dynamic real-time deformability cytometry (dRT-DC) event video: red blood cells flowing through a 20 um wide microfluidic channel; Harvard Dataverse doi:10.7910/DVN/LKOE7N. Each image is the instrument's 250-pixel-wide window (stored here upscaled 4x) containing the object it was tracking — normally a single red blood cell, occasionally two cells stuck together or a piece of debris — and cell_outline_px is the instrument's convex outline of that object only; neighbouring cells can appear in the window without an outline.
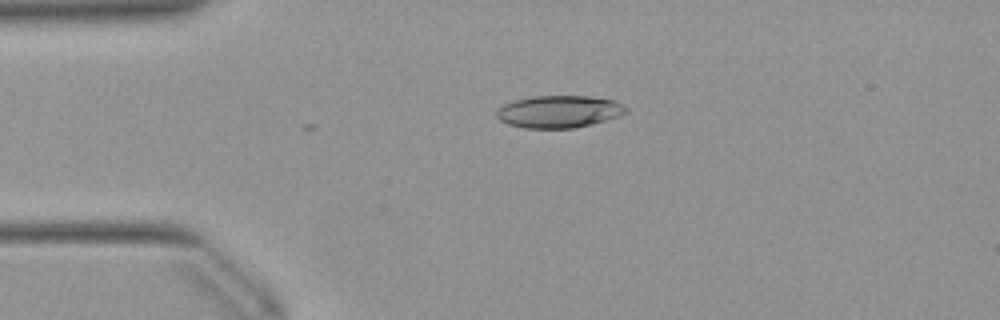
{"species": "Egyptian fruit bat (a non-hibernating species)", "species_latin": "Rousettus aegyptiacus", "temperature_condition": "warm", "stored_images_in_passage": 3, "camera_frame_rate_fps": 3000, "um_per_image_px": 0.085, "animal": {"sex": "female"}, "frame": {"image": 1, "passage_image": 3, "time_ms": 0.667, "image_size_px": [1000, 320], "cell_outline_px": [[628, 112], [620, 116], [592, 124], [576, 128], [524, 128], [508, 124], [500, 120], [496, 116], [496, 112], [504, 104], [516, 100], [532, 96], [588, 96], [612, 100], [628, 108]], "centroid_in_image_um": [47.52, 9.49], "position_along_channel_um": 37.5, "area_um2": 24.28}}